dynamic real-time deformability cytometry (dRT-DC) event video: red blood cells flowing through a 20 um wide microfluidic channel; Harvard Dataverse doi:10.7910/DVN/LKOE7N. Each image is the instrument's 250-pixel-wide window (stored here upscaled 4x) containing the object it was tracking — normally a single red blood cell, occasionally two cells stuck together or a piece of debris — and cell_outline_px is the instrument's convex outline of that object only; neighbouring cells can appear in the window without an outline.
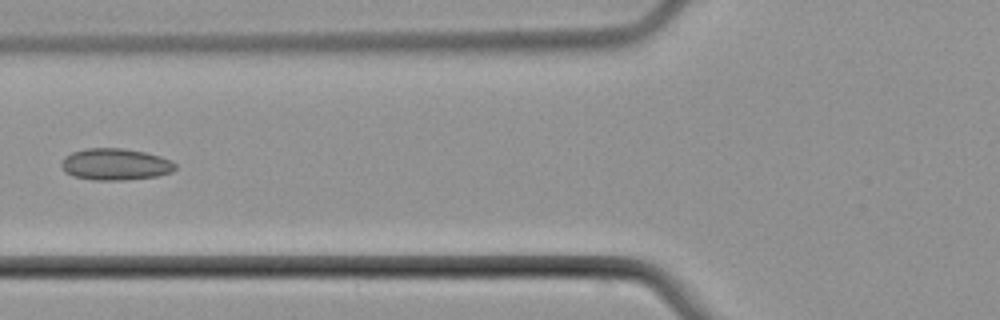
{"species": "common noctule bat (a hibernating species)", "species_latin": "Nyctalus noctula", "temperature_condition": "cold", "stored_images_in_passage": 8, "camera_frame_rate_fps": 3000, "um_per_image_px": 0.085, "animal": {"sex": "male", "body_mass_g": 21.5, "forearm_length_mm": 52.0}, "frame": {"image": 1, "passage_image": 7, "time_ms": 7.333, "image_size_px": [1000, 320], "cell_outline_px": [[176, 168], [172, 172], [156, 176], [124, 180], [92, 180], [72, 176], [64, 172], [60, 164], [64, 156], [72, 152], [88, 148], [120, 148], [144, 152], [160, 156], [172, 160], [176, 164]], "centroid_in_image_um": [9.78, 13.97], "position_along_channel_um": 116.0, "area_um2": 21.15}}
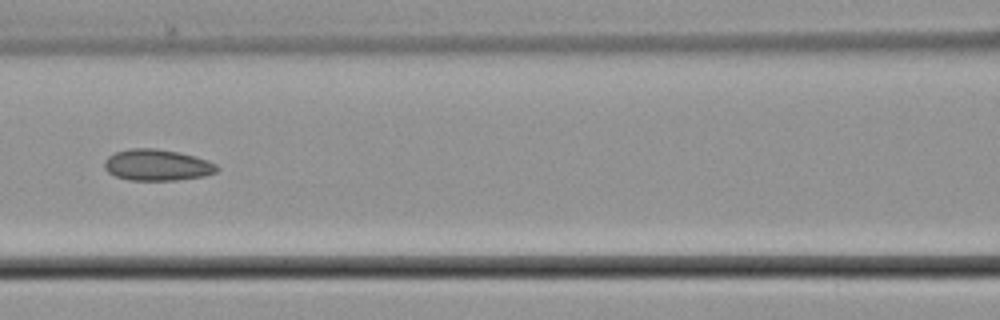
{"frame": {"image": 2, "passage_image": 8, "time_ms": 8.333, "image_size_px": [1000, 320], "cell_outline_px": [[220, 168], [216, 172], [204, 176], [176, 180], [128, 180], [116, 176], [108, 172], [104, 168], [104, 160], [108, 156], [116, 152], [132, 148], [152, 148], [180, 152], [196, 156], [208, 160], [216, 164]], "centroid_in_image_um": [13.37, 14.02], "position_along_channel_um": 153.2, "area_um2": 20.63}}